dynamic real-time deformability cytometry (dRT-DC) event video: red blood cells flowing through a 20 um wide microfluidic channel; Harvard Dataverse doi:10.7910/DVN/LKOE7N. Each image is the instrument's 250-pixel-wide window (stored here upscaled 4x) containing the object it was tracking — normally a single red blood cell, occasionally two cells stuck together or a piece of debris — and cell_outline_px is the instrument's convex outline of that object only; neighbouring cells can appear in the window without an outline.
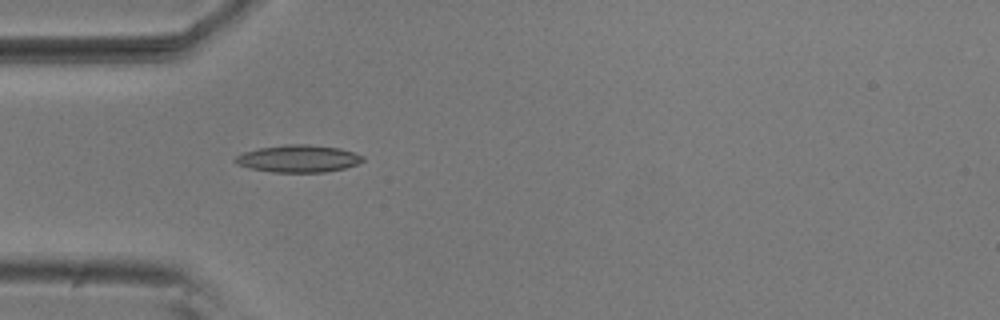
{"species": "common noctule bat (a hibernating species)", "species_latin": "Nyctalus noctula", "temperature_condition": "room temperature", "stored_images_in_passage": 5, "camera_frame_rate_fps": 3000, "um_per_image_px": 0.085, "animal": {"sex": "male", "body_mass_g": 20.5, "forearm_length_mm": 52.5}, "frame": {"image": 1, "passage_image": 3, "time_ms": 0.667, "image_size_px": [1000, 320], "cell_outline_px": [[364, 160], [356, 164], [344, 168], [324, 172], [272, 172], [248, 168], [236, 164], [232, 160], [236, 156], [244, 152], [260, 148], [284, 144], [308, 144], [340, 148], [364, 156]], "centroid_in_image_um": [25.32, 13.48], "position_along_channel_um": 59.7, "area_um2": 20.29}}
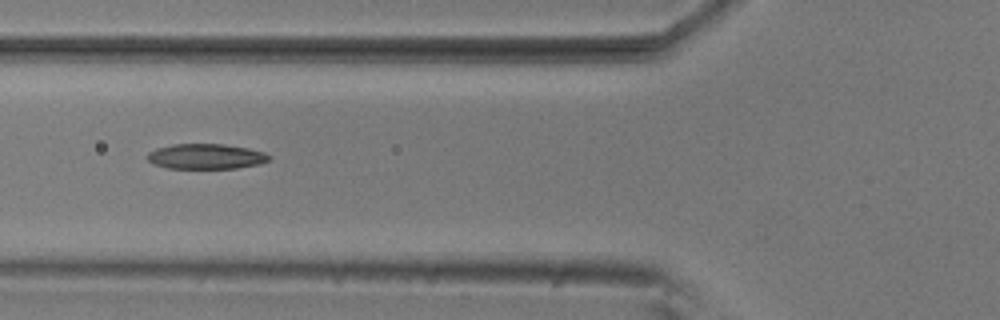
{"frame": {"image": 2, "passage_image": 4, "time_ms": 1.0, "image_size_px": [1000, 320], "cell_outline_px": [[272, 156], [268, 160], [260, 164], [236, 168], [168, 168], [152, 164], [148, 160], [148, 152], [156, 148], [172, 144], [224, 144], [248, 148], [264, 152]], "centroid_in_image_um": [17.5, 13.29], "position_along_channel_um": 108.3, "area_um2": 17.92}}
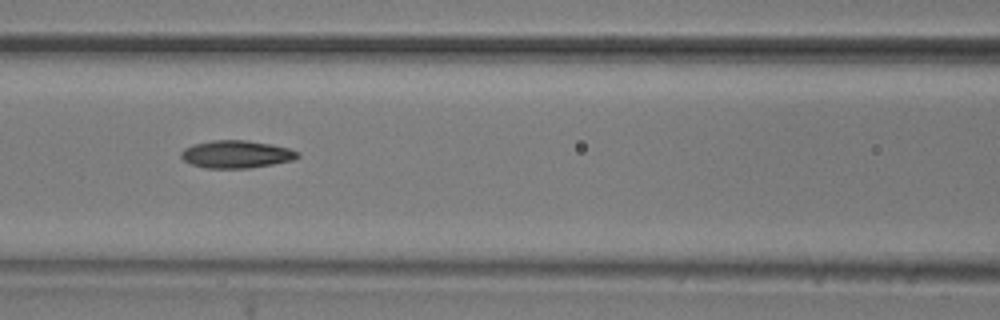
{"frame": {"image": 3, "passage_image": 5, "time_ms": 1.333, "image_size_px": [1000, 320], "cell_outline_px": [[300, 156], [292, 160], [272, 164], [248, 168], [204, 168], [192, 164], [184, 160], [180, 156], [180, 152], [184, 148], [192, 144], [212, 140], [244, 140], [272, 144], [288, 148], [300, 152]], "centroid_in_image_um": [20.07, 13.1], "position_along_channel_um": 146.5, "area_um2": 18.79}}